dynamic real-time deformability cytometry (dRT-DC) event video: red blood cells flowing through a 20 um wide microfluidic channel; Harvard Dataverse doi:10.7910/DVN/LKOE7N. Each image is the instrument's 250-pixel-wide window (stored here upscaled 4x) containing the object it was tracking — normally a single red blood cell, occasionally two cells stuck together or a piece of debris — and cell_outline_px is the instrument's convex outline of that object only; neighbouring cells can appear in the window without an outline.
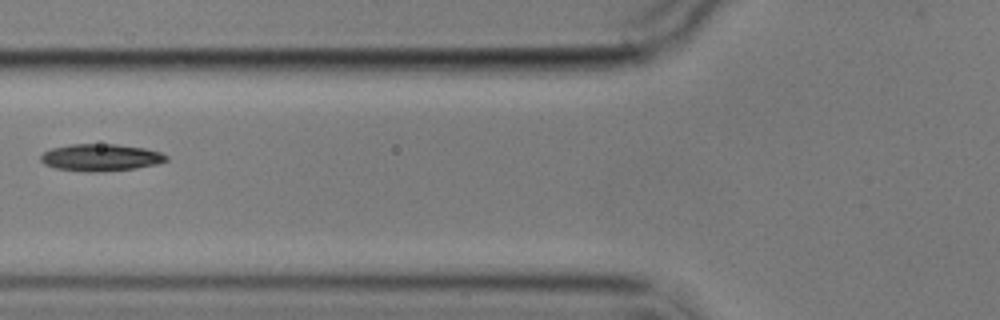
{"species": "common noctule bat (a hibernating species)", "species_latin": "Nyctalus noctula", "temperature_condition": "cold", "stored_images_in_passage": 7, "camera_frame_rate_fps": 3000, "um_per_image_px": 0.085, "animal": {"sex": "male", "body_mass_g": 17.9}, "frame": {"image": 1, "passage_image": 7, "time_ms": 7.0, "image_size_px": [1000, 320], "cell_outline_px": [[168, 160], [156, 164], [136, 168], [92, 172], [88, 172], [56, 168], [44, 164], [40, 160], [40, 156], [44, 152], [52, 148], [72, 144], [116, 144], [144, 148], [160, 152], [168, 156]], "centroid_in_image_um": [8.56, 13.38], "position_along_channel_um": 117.2, "area_um2": 19.65}}